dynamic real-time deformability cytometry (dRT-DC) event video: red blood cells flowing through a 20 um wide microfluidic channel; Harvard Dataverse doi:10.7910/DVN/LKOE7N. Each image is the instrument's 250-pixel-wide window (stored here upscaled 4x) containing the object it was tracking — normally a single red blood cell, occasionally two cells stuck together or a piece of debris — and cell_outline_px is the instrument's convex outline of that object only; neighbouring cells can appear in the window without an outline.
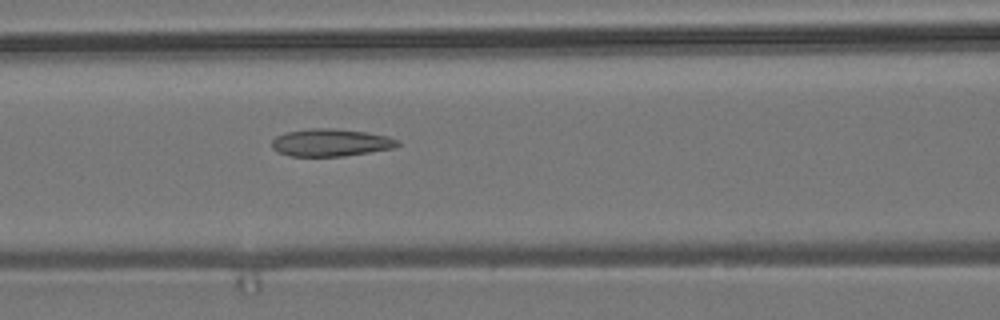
{"species": "common noctule bat (a hibernating species)", "species_latin": "Nyctalus noctula", "temperature_condition": "room temperature", "stored_images_in_passage": 5, "camera_frame_rate_fps": 3000, "um_per_image_px": 0.085, "animal": {"sex": "male", "body_mass_g": 19.2, "forearm_length_mm": 51.8}, "frame": {"image": 1, "passage_image": 5, "time_ms": 4.333, "image_size_px": [1000, 320], "cell_outline_px": [[400, 144], [396, 148], [344, 156], [292, 156], [280, 152], [272, 148], [272, 140], [276, 136], [288, 132], [308, 128], [336, 128], [368, 132], [388, 136], [400, 140]], "centroid_in_image_um": [28.18, 12.11], "position_along_channel_um": 138.4, "area_um2": 20.29}}